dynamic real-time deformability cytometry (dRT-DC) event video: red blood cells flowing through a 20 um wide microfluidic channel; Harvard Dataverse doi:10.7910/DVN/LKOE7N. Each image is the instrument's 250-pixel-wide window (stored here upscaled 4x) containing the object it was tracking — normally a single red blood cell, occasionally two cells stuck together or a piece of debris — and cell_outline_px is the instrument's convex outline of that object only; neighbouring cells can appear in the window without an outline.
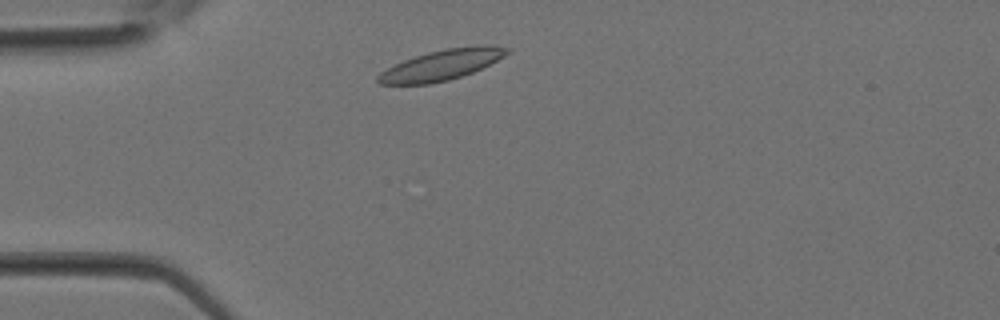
{"species": "Egyptian fruit bat (a non-hibernating species)", "species_latin": "Rousettus aegyptiacus", "temperature_condition": "room temperature", "stored_images_in_passage": 26, "camera_frame_rate_fps": 3000, "um_per_image_px": 0.085, "animal": {"sex": "female"}, "frame": {"image": 1, "passage_image": 2, "time_ms": 0.333, "image_size_px": [1000, 320], "cell_outline_px": [[512, 52], [472, 72], [448, 80], [428, 84], [380, 84], [376, 80], [376, 76], [380, 72], [404, 60], [428, 52], [444, 48], [472, 44], [492, 44], [512, 48]], "centroid_in_image_um": [37.6, 5.48], "position_along_channel_um": 47.4, "area_um2": 23.06}}
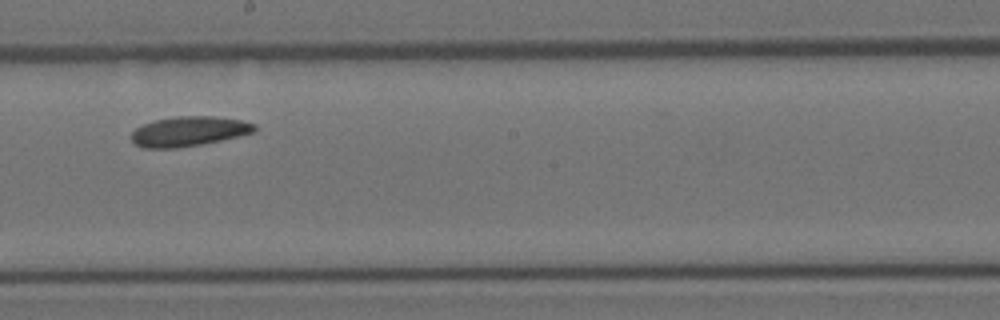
{"frame": {"image": 2, "passage_image": 12, "time_ms": 3.667, "image_size_px": [1000, 320], "cell_outline_px": [[256, 128], [252, 132], [240, 136], [200, 144], [176, 148], [144, 148], [136, 144], [132, 140], [132, 132], [136, 128], [144, 124], [156, 120], [176, 116], [212, 116], [240, 120], [256, 124]], "centroid_in_image_um": [16.05, 11.16], "position_along_channel_um": 232.2, "area_um2": 21.1}}
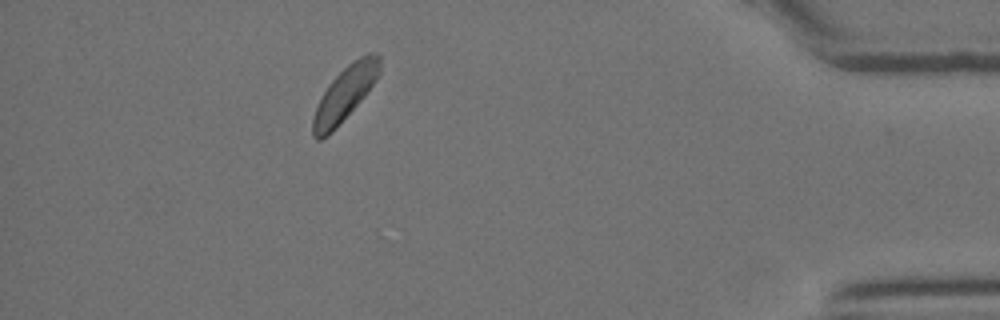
{"frame": {"image": 3, "passage_image": 23, "time_ms": 7.333, "image_size_px": [1000, 320], "cell_outline_px": [[380, 72], [376, 80], [364, 96], [336, 128], [328, 136], [320, 140], [316, 140], [312, 136], [312, 120], [316, 108], [328, 84], [352, 60], [368, 52], [376, 52], [380, 56]], "centroid_in_image_um": [29.32, 7.96], "position_along_channel_um": 405.9, "area_um2": 20.98}}